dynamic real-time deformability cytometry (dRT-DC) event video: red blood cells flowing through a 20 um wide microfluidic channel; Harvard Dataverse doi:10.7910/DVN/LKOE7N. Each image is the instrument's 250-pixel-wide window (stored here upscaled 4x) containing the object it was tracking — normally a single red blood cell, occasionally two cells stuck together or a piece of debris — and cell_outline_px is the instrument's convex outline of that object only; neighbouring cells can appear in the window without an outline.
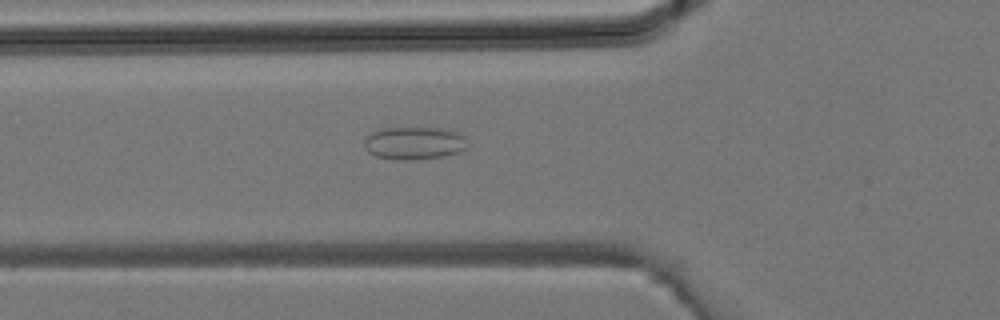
{"species": "common noctule bat (a hibernating species)", "species_latin": "Nyctalus noctula", "temperature_condition": "room temperature", "stored_images_in_passage": 26, "camera_frame_rate_fps": 3000, "um_per_image_px": 0.085, "animal": {"sex": "male", "body_mass_g": 19.2, "forearm_length_mm": 51.8}, "frame": {"image": 1, "passage_image": 2, "time_ms": 0.333, "image_size_px": [1000, 320], "cell_outline_px": [[468, 148], [444, 156], [408, 160], [404, 160], [376, 156], [368, 152], [364, 148], [364, 140], [372, 132], [380, 128], [444, 128], [460, 132], [464, 136]], "centroid_in_image_um": [35.21, 12.15], "position_along_channel_um": 90.6, "area_um2": 19.71}}
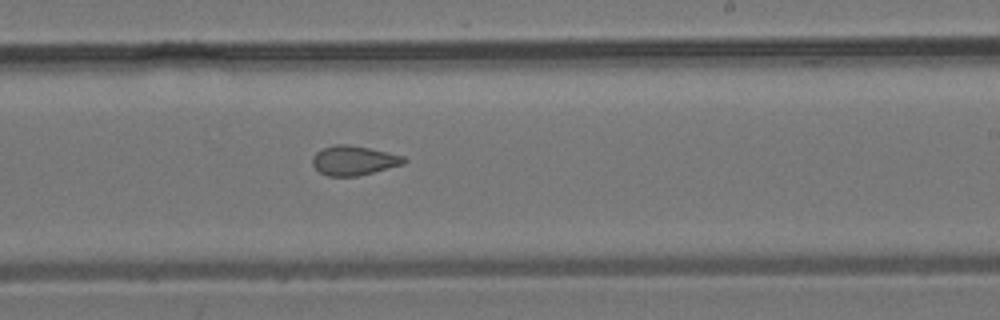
{"frame": {"image": 2, "passage_image": 11, "time_ms": 3.333, "image_size_px": [1000, 320], "cell_outline_px": [[408, 160], [404, 164], [356, 176], [328, 176], [320, 172], [312, 164], [312, 156], [316, 152], [324, 148], [336, 144], [348, 144], [368, 148], [404, 156]], "centroid_in_image_um": [30.06, 13.64], "position_along_channel_um": 258.9, "area_um2": 15.55}}
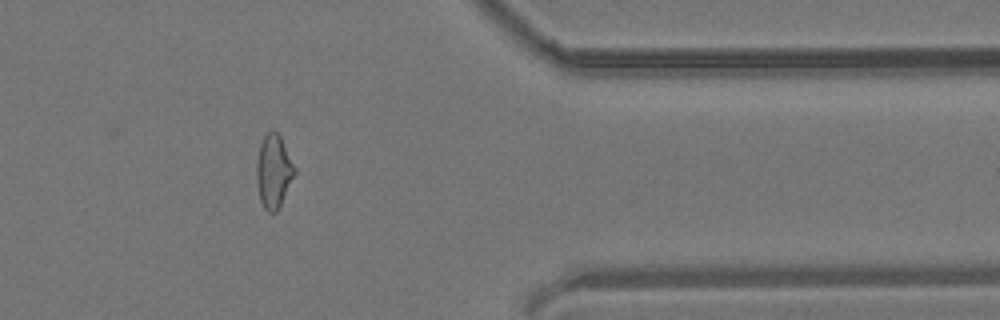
{"frame": {"image": 3, "passage_image": 19, "time_ms": 6.0, "image_size_px": [1000, 320], "cell_outline_px": [[296, 172], [276, 212], [268, 212], [264, 208], [260, 200], [256, 180], [256, 160], [260, 144], [264, 136], [272, 128], [280, 136], [296, 168]], "centroid_in_image_um": [23.24, 14.54], "position_along_channel_um": 388.2, "area_um2": 16.18}}